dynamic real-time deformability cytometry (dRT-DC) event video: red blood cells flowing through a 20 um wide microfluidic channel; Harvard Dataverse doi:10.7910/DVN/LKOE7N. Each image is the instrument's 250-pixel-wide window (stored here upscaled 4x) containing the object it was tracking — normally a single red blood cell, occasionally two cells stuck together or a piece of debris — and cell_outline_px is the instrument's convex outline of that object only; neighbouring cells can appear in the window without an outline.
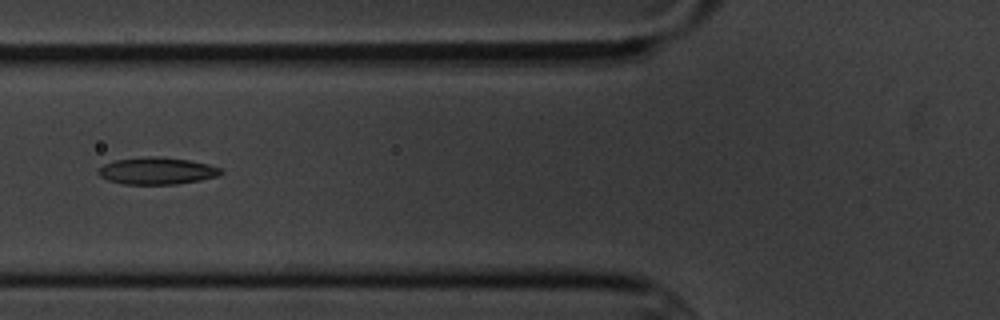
{"species": "common noctule bat (a hibernating species)", "species_latin": "Nyctalus noctula", "temperature_condition": "cold", "stored_images_in_passage": 8, "camera_frame_rate_fps": 3000, "um_per_image_px": 0.085, "animal": {"sex": "male", "body_mass_g": 20.1, "forearm_length_mm": 53.5}, "frame": {"image": 1, "passage_image": 4, "time_ms": 3.667, "image_size_px": [1000, 320], "cell_outline_px": [[224, 172], [220, 176], [200, 180], [176, 184], [124, 184], [108, 180], [100, 176], [96, 172], [96, 168], [112, 160], [148, 156], [164, 156], [188, 160], [208, 164], [220, 168]], "centroid_in_image_um": [13.31, 14.51], "position_along_channel_um": 112.5, "area_um2": 19.59}}
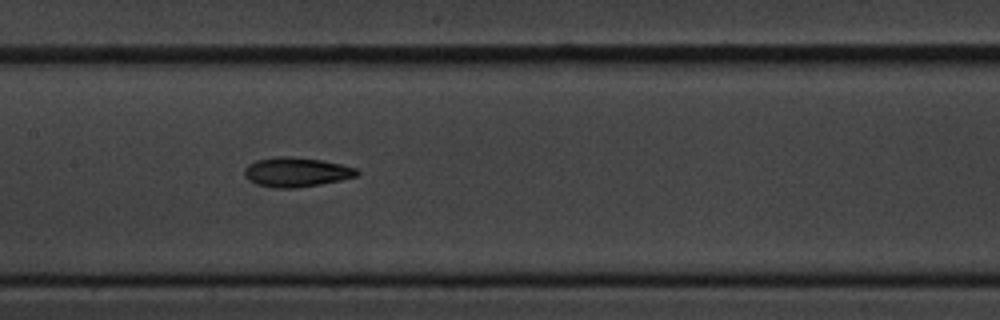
{"frame": {"image": 2, "passage_image": 6, "time_ms": 5.667, "image_size_px": [1000, 320], "cell_outline_px": [[360, 172], [356, 176], [340, 180], [320, 184], [296, 188], [272, 188], [256, 184], [248, 180], [244, 176], [244, 168], [248, 164], [256, 160], [276, 156], [288, 156], [320, 160], [340, 164], [356, 168]], "centroid_in_image_um": [25.13, 14.63], "position_along_channel_um": 182.3, "area_um2": 19.36}}
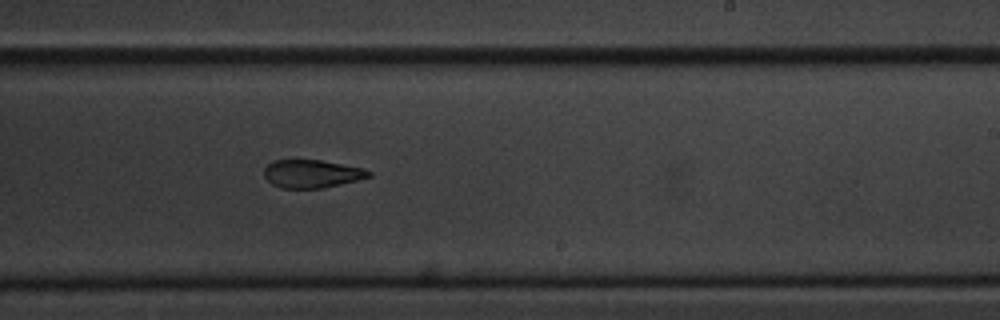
{"frame": {"image": 3, "passage_image": 8, "time_ms": 8.0, "image_size_px": [1000, 320], "cell_outline_px": [[372, 176], [324, 188], [280, 188], [272, 184], [264, 176], [264, 168], [272, 160], [320, 160], [364, 168], [372, 172]], "centroid_in_image_um": [26.5, 14.77], "position_along_channel_um": 262.5, "area_um2": 17.11}}